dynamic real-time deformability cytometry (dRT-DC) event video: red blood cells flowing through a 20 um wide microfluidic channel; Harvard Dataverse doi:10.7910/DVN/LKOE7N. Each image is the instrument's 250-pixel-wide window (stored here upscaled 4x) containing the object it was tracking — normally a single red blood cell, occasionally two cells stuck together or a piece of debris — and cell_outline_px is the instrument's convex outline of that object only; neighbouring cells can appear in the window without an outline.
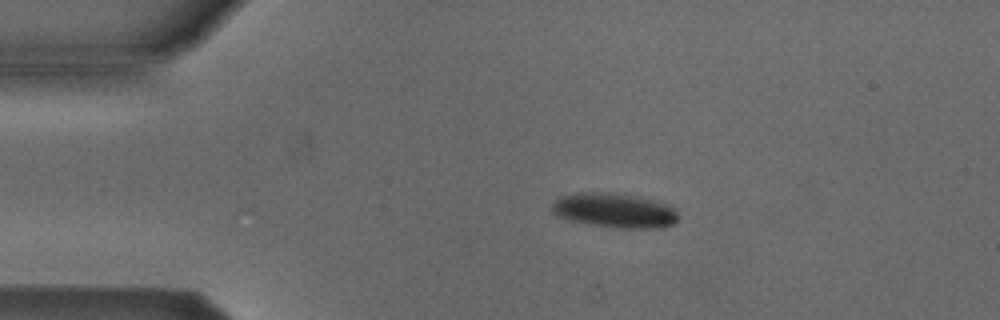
{"species": "Egyptian fruit bat (a non-hibernating species)", "species_latin": "Rousettus aegyptiacus", "temperature_condition": "cold", "stored_images_in_passage": 36, "camera_frame_rate_fps": 3000, "um_per_image_px": 0.085, "animal": {"sex": "male"}, "frame": {"image": 1, "passage_image": 4, "time_ms": 1.0, "image_size_px": [1000, 320], "cell_outline_px": [[676, 220], [672, 224], [664, 228], [620, 228], [592, 224], [568, 220], [556, 216], [552, 212], [552, 204], [556, 200], [564, 196], [580, 192], [608, 192], [632, 196], [652, 200], [664, 204], [672, 208], [676, 212]], "centroid_in_image_um": [52.19, 17.9], "position_along_channel_um": 32.8, "area_um2": 24.97}}
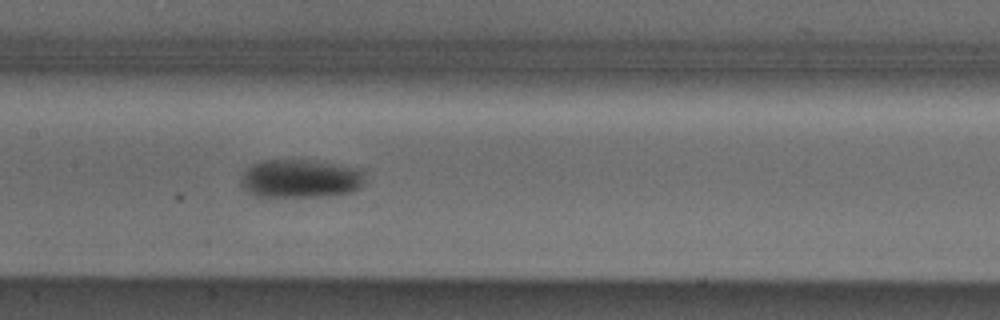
{"frame": {"image": 2, "passage_image": 19, "time_ms": 6.0, "image_size_px": [1000, 320], "cell_outline_px": [[364, 184], [360, 188], [352, 192], [324, 196], [264, 200], [248, 192], [240, 184], [240, 180], [244, 172], [252, 164], [264, 160], [308, 160], [340, 164], [364, 168]], "centroid_in_image_um": [25.54, 15.22], "position_along_channel_um": 181.9, "area_um2": 29.02}}
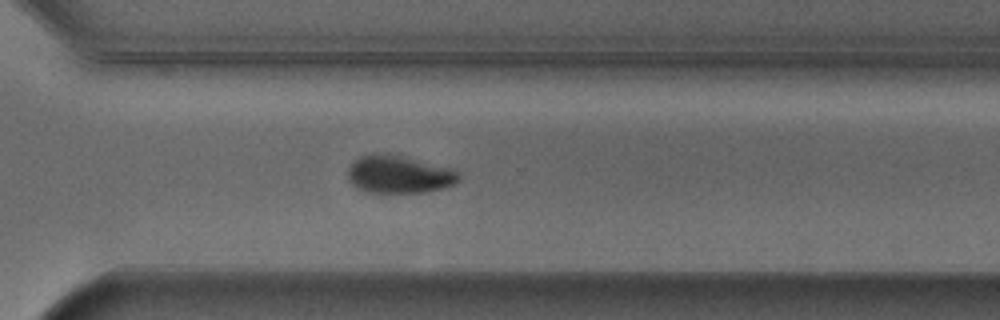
{"frame": {"image": 3, "passage_image": 31, "time_ms": 10.0, "image_size_px": [1000, 320], "cell_outline_px": [[460, 180], [444, 188], [428, 192], [364, 192], [356, 188], [348, 180], [348, 168], [360, 156], [384, 152], [456, 168], [460, 172]], "centroid_in_image_um": [33.96, 14.82], "position_along_channel_um": 336.6, "area_um2": 24.74}, "authors_computed_cell_mechanics": {"area_um2": 26.7614, "velocity_mm_per_s": 3.8734, "shape_relaxation_time_tau1_ms": 2.2997, "shape_relaxation_time_tau2_ms": null, "deformation_change_tau1": 0.0959, "deformation_change_tau2": null}}